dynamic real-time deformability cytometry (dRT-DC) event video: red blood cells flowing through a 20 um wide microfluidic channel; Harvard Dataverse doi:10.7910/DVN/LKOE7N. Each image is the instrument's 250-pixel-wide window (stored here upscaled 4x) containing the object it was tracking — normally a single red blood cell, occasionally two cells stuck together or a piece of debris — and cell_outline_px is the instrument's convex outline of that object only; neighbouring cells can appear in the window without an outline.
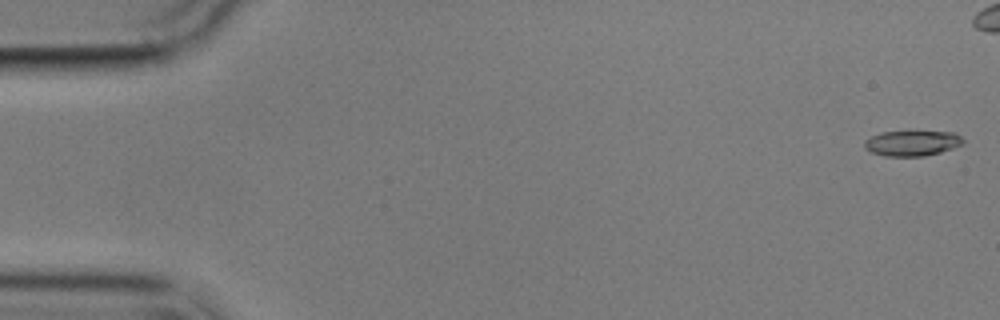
{"species": "common noctule bat (a hibernating species)", "species_latin": "Nyctalus noctula", "temperature_condition": "cold", "stored_images_in_passage": 13, "camera_frame_rate_fps": 3000, "um_per_image_px": 0.085, "animal": {"sex": "male", "body_mass_g": 17.9}, "frame": {"image": 1, "passage_image": 1, "time_ms": 0.0, "image_size_px": [1000, 320], "cell_outline_px": [[964, 144], [940, 152], [924, 156], [884, 156], [872, 152], [864, 148], [864, 140], [872, 136], [884, 132], [956, 132], [964, 140]], "centroid_in_image_um": [77.54, 12.18], "position_along_channel_um": 7.5, "area_um2": 14.45}}
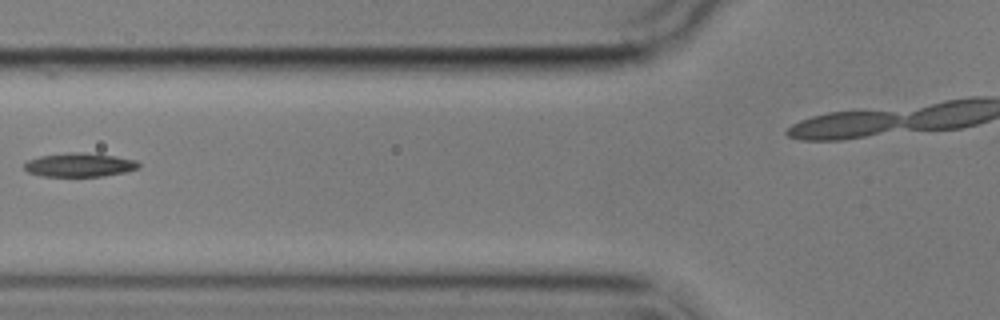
{"frame": {"image": 2, "passage_image": 6, "time_ms": 7.0, "image_size_px": [1000, 320], "cell_outline_px": [[140, 164], [136, 168], [124, 172], [104, 176], [40, 176], [28, 172], [24, 168], [24, 164], [28, 160], [40, 156], [68, 152], [80, 152], [116, 156], [136, 160]], "centroid_in_image_um": [6.73, 14.01], "position_along_channel_um": 119.1, "area_um2": 15.78}}
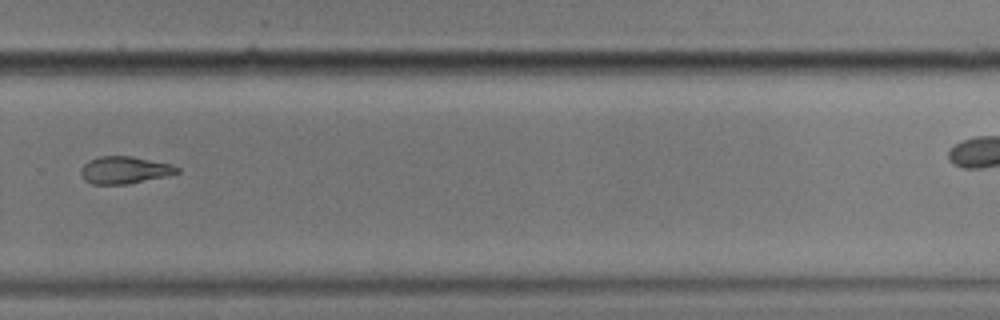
{"frame": {"image": 3, "passage_image": 11, "time_ms": 12.667, "image_size_px": [1000, 320], "cell_outline_px": [[180, 172], [164, 176], [128, 184], [92, 184], [84, 180], [80, 172], [80, 168], [88, 160], [100, 156], [132, 156], [172, 164], [180, 168]], "centroid_in_image_um": [10.56, 14.45], "position_along_channel_um": 319.2, "area_um2": 15.32}}